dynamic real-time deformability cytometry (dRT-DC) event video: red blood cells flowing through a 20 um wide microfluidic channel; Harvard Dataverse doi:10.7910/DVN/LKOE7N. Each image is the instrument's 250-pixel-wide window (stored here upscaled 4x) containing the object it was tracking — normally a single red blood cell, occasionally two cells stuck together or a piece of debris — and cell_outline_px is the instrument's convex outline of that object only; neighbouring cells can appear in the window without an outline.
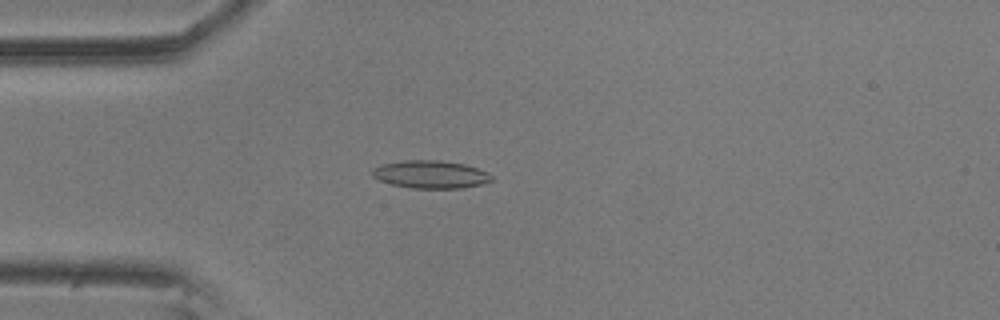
{"species": "common noctule bat (a hibernating species)", "species_latin": "Nyctalus noctula", "temperature_condition": "room temperature", "stored_images_in_passage": 42, "camera_frame_rate_fps": 3000, "um_per_image_px": 0.085, "animal": {"sex": "male", "body_mass_g": 20.5, "forearm_length_mm": 52.5}, "frame": {"image": 1, "passage_image": 3, "time_ms": 0.667, "image_size_px": [1000, 320], "cell_outline_px": [[492, 180], [480, 184], [464, 188], [412, 188], [392, 184], [380, 180], [372, 176], [372, 168], [380, 164], [404, 160], [440, 160], [464, 164], [488, 172], [492, 176]], "centroid_in_image_um": [36.58, 14.82], "position_along_channel_um": 48.4, "area_um2": 19.31}}
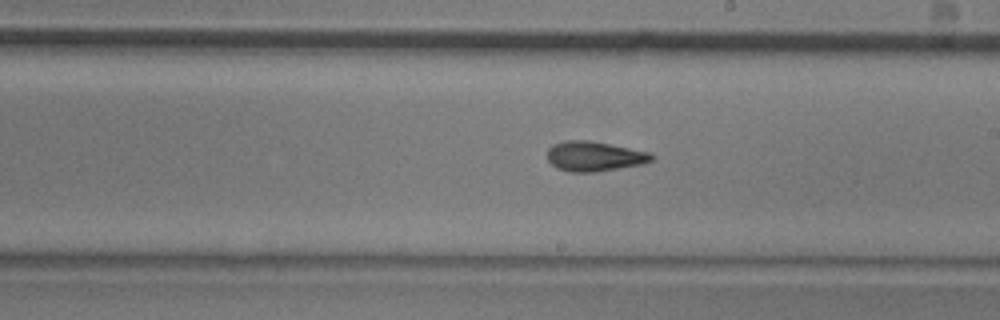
{"frame": {"image": 2, "passage_image": 20, "time_ms": 6.333, "image_size_px": [1000, 320], "cell_outline_px": [[656, 156], [652, 160], [644, 164], [592, 172], [568, 172], [556, 168], [548, 160], [548, 148], [552, 144], [568, 140], [588, 140], [652, 152]], "centroid_in_image_um": [50.54, 13.28], "position_along_channel_um": 238.5, "area_um2": 18.26}}
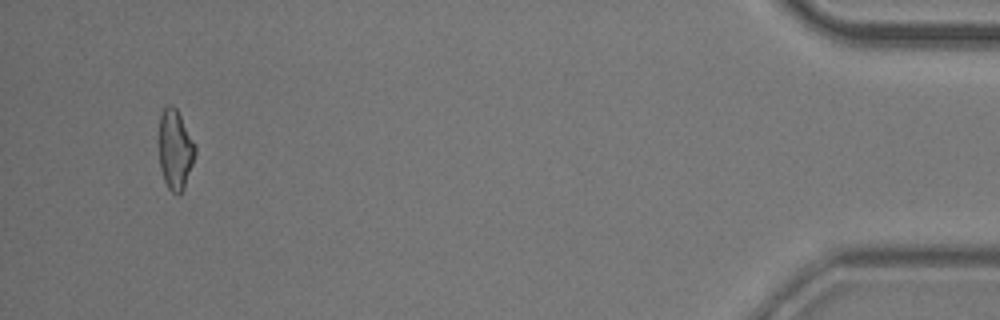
{"frame": {"image": 3, "passage_image": 42, "time_ms": 13.667, "image_size_px": [1000, 320], "cell_outline_px": [[196, 152], [184, 188], [176, 196], [168, 188], [164, 180], [160, 168], [160, 116], [164, 108], [168, 104], [172, 104], [176, 108], [196, 144]], "centroid_in_image_um": [14.91, 12.71], "position_along_channel_um": 420.3, "area_um2": 16.7}, "authors_computed_cell_mechanics": {"area_um2": 17.4556, "velocity_mm_per_s": 3.5432, "shape_relaxation_time_tau1_ms": null, "shape_relaxation_time_tau2_ms": 3.4137, "deformation_change_tau1": null, "deformation_change_tau2": 0.1227}}